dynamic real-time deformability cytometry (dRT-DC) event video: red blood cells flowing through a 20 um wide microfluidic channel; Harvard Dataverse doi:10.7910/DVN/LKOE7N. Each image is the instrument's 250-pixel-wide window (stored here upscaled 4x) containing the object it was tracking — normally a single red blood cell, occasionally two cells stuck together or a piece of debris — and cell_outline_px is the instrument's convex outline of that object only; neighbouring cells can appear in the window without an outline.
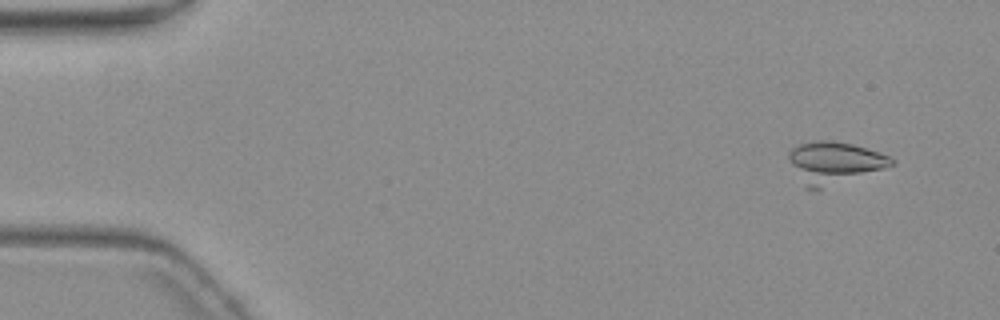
{"species": "common noctule bat (a hibernating species)", "species_latin": "Nyctalus noctula", "temperature_condition": "warm", "stored_images_in_passage": 5, "camera_frame_rate_fps": 3000, "um_per_image_px": 0.085, "animal": {"sex": "female", "body_mass_g": 19.3, "forearm_length_mm": 54.1}, "frame": {"image": 1, "passage_image": 3, "time_ms": 2.333, "image_size_px": [1000, 320], "cell_outline_px": [[896, 164], [816, 192], [804, 188], [788, 160], [788, 152], [792, 148], [800, 144], [812, 140], [832, 140], [852, 144], [880, 152], [892, 156], [896, 160]], "centroid_in_image_um": [70.9, 13.85], "position_along_channel_um": 14.1, "area_um2": 25.78}}